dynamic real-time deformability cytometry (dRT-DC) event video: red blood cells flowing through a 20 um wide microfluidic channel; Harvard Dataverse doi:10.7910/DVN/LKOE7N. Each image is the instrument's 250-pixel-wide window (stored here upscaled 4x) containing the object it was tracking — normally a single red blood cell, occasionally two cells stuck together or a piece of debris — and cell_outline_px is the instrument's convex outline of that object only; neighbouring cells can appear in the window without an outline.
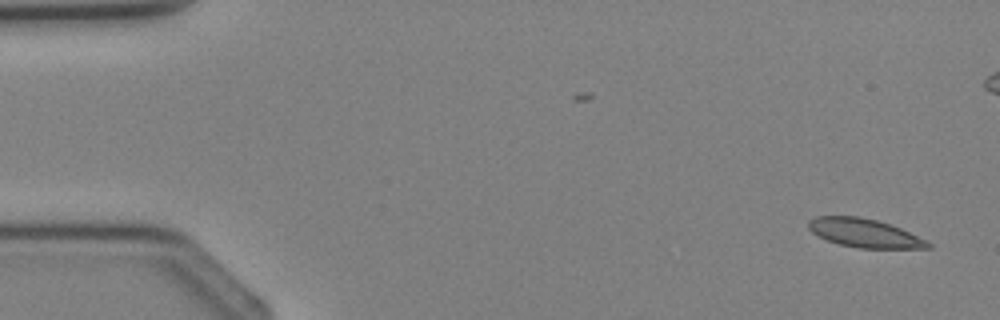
{"species": "Egyptian fruit bat (a non-hibernating species)", "species_latin": "Rousettus aegyptiacus", "temperature_condition": "cold", "stored_images_in_passage": 4, "camera_frame_rate_fps": 3000, "um_per_image_px": 0.085, "animal": {"sex": "female"}, "frame": {"image": 1, "passage_image": 1, "time_ms": 0.0, "image_size_px": [1000, 320], "cell_outline_px": [[932, 248], [860, 248], [840, 244], [828, 240], [812, 232], [808, 228], [808, 220], [816, 216], [856, 216], [876, 220], [900, 228], [928, 240], [932, 244]], "centroid_in_image_um": [73.5, 19.81], "position_along_channel_um": 11.5, "area_um2": 19.77}}